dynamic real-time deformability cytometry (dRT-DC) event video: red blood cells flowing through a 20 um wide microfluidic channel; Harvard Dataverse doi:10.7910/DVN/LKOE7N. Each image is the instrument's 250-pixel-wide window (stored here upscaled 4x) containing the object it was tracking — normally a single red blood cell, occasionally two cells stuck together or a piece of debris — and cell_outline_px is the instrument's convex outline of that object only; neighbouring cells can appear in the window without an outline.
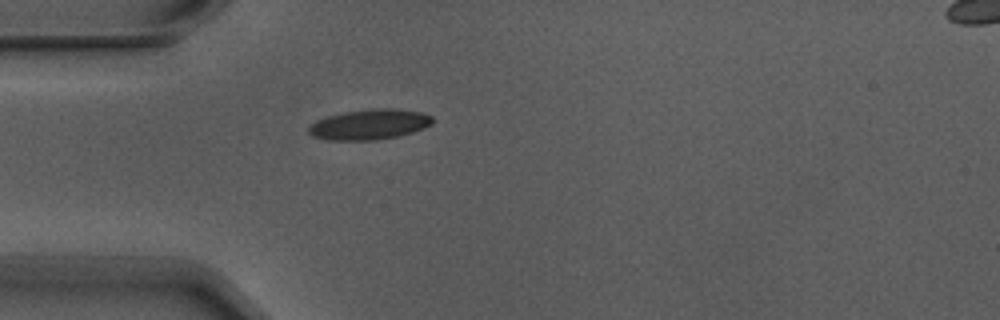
{"species": "Egyptian fruit bat (a non-hibernating species)", "species_latin": "Rousettus aegyptiacus", "temperature_condition": "warm", "stored_images_in_passage": 2, "camera_frame_rate_fps": 3000, "um_per_image_px": 0.085, "animal": {"sex": "male"}, "frame": {"image": 1, "passage_image": 2, "time_ms": 0.333, "image_size_px": [1000, 320], "cell_outline_px": [[432, 124], [424, 128], [412, 132], [396, 136], [376, 140], [328, 140], [312, 136], [308, 132], [308, 128], [316, 120], [328, 116], [344, 112], [376, 108], [392, 108], [424, 112], [432, 116]], "centroid_in_image_um": [31.41, 10.57], "position_along_channel_um": 53.6, "area_um2": 21.85}}